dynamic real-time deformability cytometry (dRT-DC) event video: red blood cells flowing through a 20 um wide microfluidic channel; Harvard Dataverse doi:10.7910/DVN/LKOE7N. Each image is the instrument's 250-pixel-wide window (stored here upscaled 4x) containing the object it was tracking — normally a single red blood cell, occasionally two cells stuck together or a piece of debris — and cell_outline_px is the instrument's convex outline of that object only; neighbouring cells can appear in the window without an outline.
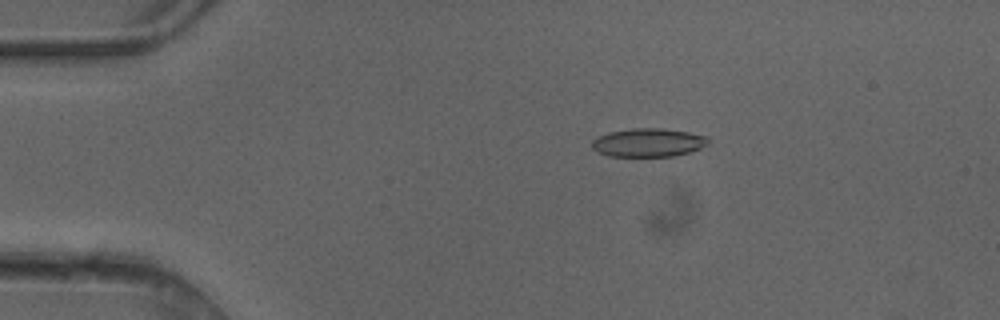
{"species": "common noctule bat (a hibernating species)", "species_latin": "Nyctalus noctula", "temperature_condition": "cold", "stored_images_in_passage": 6, "camera_frame_rate_fps": 3000, "um_per_image_px": 0.085, "animal": {"sex": "female"}, "frame": {"image": 1, "passage_image": 3, "time_ms": 0.667, "image_size_px": [1000, 320], "cell_outline_px": [[708, 144], [700, 148], [676, 156], [608, 156], [596, 152], [592, 148], [592, 140], [608, 132], [632, 128], [664, 128], [688, 132], [708, 136]], "centroid_in_image_um": [55.09, 12.11], "position_along_channel_um": 29.9, "area_um2": 19.36}}
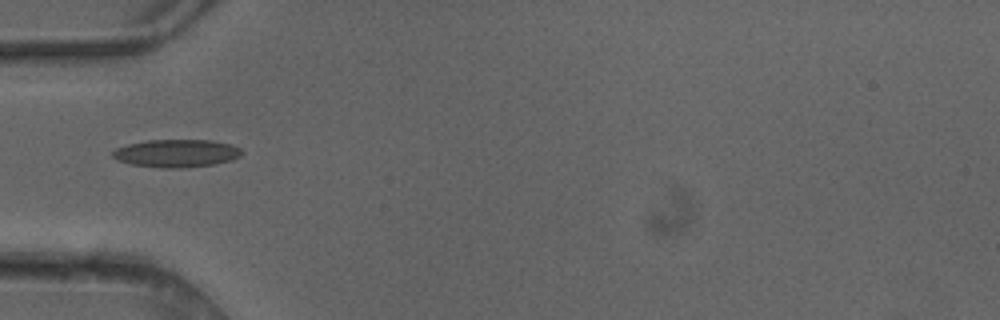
{"frame": {"image": 2, "passage_image": 5, "time_ms": 1.333, "image_size_px": [1000, 320], "cell_outline_px": [[244, 152], [240, 156], [232, 160], [216, 164], [180, 168], [164, 168], [132, 164], [116, 160], [112, 156], [112, 152], [116, 148], [128, 144], [148, 140], [212, 140], [232, 144], [240, 148]], "centroid_in_image_um": [15.03, 13.02], "position_along_channel_um": 70.0, "area_um2": 21.04}}
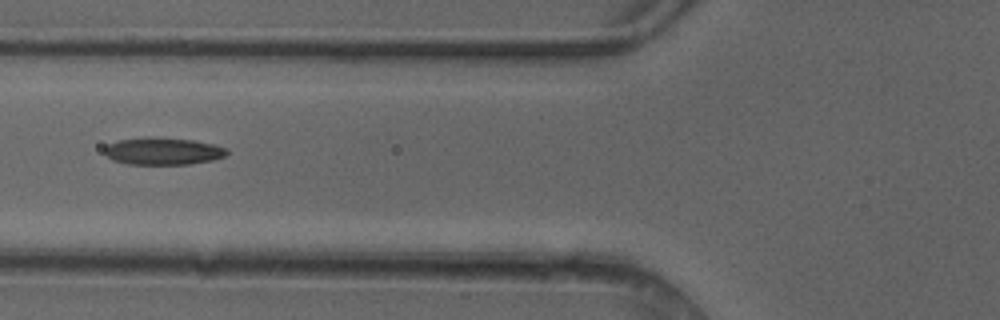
{"frame": {"image": 3, "passage_image": 6, "time_ms": 1.667, "image_size_px": [1000, 320], "cell_outline_px": [[228, 152], [224, 156], [212, 160], [192, 164], [128, 164], [112, 160], [104, 152], [104, 148], [108, 144], [116, 140], [144, 136], [152, 136], [192, 140], [216, 144], [228, 148]], "centroid_in_image_um": [13.84, 12.83], "position_along_channel_um": 112.0, "area_um2": 19.77}}